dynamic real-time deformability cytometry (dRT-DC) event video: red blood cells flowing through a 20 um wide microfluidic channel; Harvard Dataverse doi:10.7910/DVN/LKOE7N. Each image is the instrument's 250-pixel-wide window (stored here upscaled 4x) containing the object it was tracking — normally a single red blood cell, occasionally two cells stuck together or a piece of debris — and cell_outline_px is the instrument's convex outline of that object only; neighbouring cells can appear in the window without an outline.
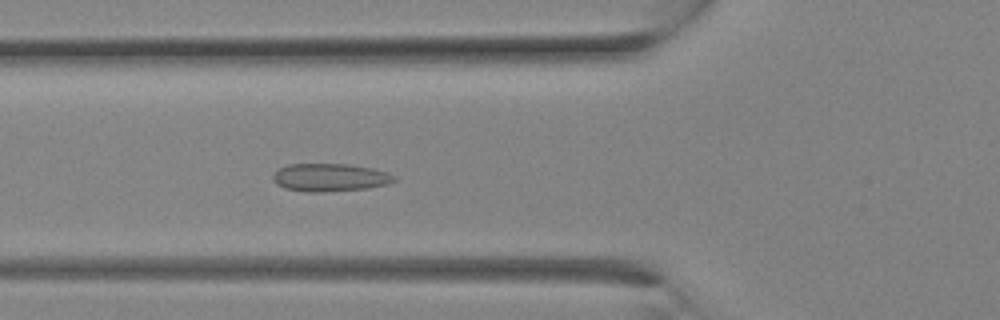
{"species": "Egyptian fruit bat (a non-hibernating species)", "species_latin": "Rousettus aegyptiacus", "temperature_condition": "room temperature", "stored_images_in_passage": 10, "camera_frame_rate_fps": 3000, "um_per_image_px": 0.085, "animal": {"sex": "female"}, "frame": {"image": 1, "passage_image": 10, "time_ms": 3.0, "image_size_px": [1000, 320], "cell_outline_px": [[396, 180], [388, 184], [368, 188], [324, 192], [304, 192], [284, 188], [276, 184], [272, 180], [272, 176], [280, 168], [288, 164], [348, 164], [372, 168], [388, 172], [396, 176]], "centroid_in_image_um": [28.05, 15.09], "position_along_channel_um": 97.8, "area_um2": 19.88}}